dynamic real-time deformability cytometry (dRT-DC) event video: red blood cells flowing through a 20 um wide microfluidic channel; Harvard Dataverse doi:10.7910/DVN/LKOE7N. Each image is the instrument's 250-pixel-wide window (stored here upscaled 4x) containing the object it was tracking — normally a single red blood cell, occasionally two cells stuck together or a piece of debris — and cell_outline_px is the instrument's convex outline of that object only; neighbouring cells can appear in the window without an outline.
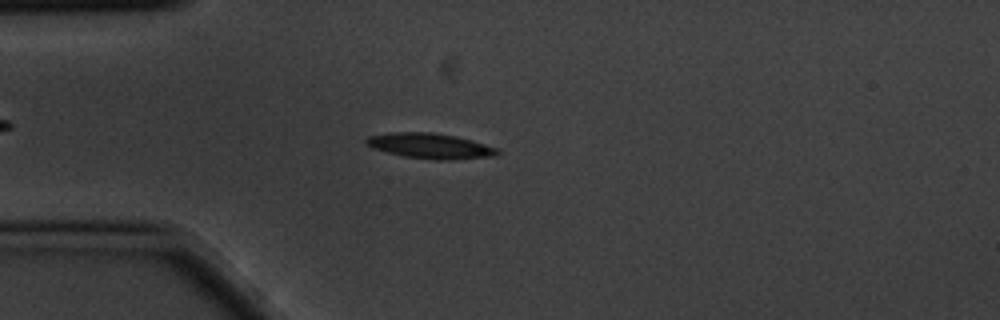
{"species": "common noctule bat (a hibernating species)", "species_latin": "Nyctalus noctula", "temperature_condition": "cold", "stored_images_in_passage": 10, "camera_frame_rate_fps": 3000, "um_per_image_px": 0.085, "animal": {"sex": "male", "body_mass_g": 20.1, "forearm_length_mm": 53.5}, "frame": {"image": 1, "passage_image": 5, "time_ms": 1.333, "image_size_px": [1000, 320], "cell_outline_px": [[500, 152], [496, 156], [448, 160], [436, 160], [404, 156], [372, 148], [364, 144], [364, 140], [368, 136], [392, 132], [432, 132], [472, 140], [496, 148]], "centroid_in_image_um": [36.53, 12.4], "position_along_channel_um": 48.5, "area_um2": 19.25}}